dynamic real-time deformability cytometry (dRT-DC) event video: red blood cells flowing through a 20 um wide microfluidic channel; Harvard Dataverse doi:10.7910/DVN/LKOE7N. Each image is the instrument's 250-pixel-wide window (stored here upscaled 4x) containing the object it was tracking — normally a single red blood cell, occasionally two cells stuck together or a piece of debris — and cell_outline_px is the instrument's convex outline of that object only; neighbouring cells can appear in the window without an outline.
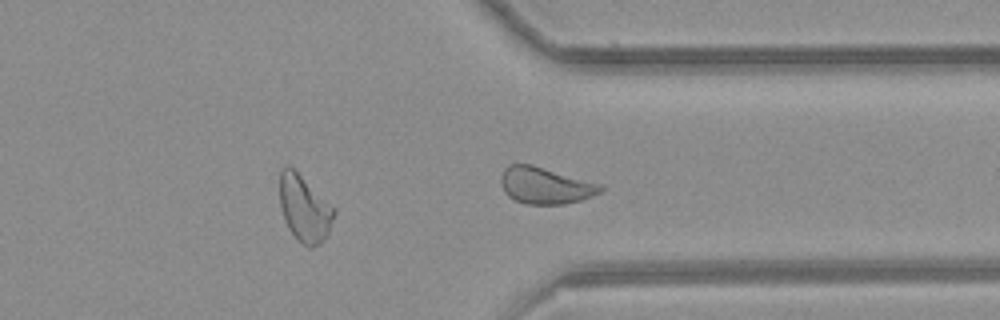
{"species": "common noctule bat (a hibernating species)", "species_latin": "Nyctalus noctula", "temperature_condition": "room temperature", "stored_images_in_passage": 27, "camera_frame_rate_fps": 3000, "um_per_image_px": 0.085, "animal": {"sex": "female", "body_mass_g": 21.9}, "frame": {"image": 1, "passage_image": 27, "time_ms": 8.667, "image_size_px": [1000, 320], "cell_outline_px": [[604, 188], [600, 192], [592, 196], [580, 200], [564, 204], [528, 204], [516, 200], [508, 196], [504, 192], [500, 180], [500, 176], [504, 168], [508, 164], [532, 164], [604, 184]], "centroid_in_image_um": [46.36, 15.75], "position_along_channel_um": 365.0, "area_um2": 21.5}, "authors_computed_cell_mechanics": {"area_um2": 19.7676, "velocity_mm_per_s": 3.9294, "shape_relaxation_time_tau1_ms": null, "shape_relaxation_time_tau2_ms": 6.6312, "deformation_change_tau1": null, "deformation_change_tau2": 0.1795}}